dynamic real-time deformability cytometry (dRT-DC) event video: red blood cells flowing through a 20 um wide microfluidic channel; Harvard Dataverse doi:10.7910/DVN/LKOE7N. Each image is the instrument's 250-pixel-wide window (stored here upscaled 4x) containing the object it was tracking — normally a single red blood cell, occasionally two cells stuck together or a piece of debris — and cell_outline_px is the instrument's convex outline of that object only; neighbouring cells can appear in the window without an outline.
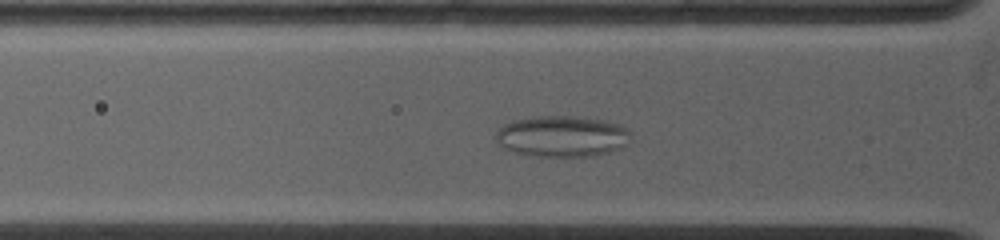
{"species": "common noctule bat (a hibernating species)", "species_latin": "Nyctalus noctula", "temperature_condition": "warm", "stored_images_in_passage": 17, "camera_frame_rate_fps": 5000, "um_per_image_px": 0.085, "animal": {"sex": "female", "body_mass_g": 19.0, "forearm_length_mm": 53.3}, "frame": {"image": 1, "passage_image": 6, "time_ms": 1.2, "image_size_px": [1000, 240], "cell_outline_px": [[632, 132], [628, 144], [620, 148], [608, 152], [592, 156], [536, 156], [512, 152], [500, 148], [496, 140], [496, 132], [504, 124], [512, 120], [536, 116], [572, 116], [600, 120], [620, 124]], "centroid_in_image_um": [47.75, 11.59], "position_along_channel_um": 78.1, "area_um2": 32.54}}
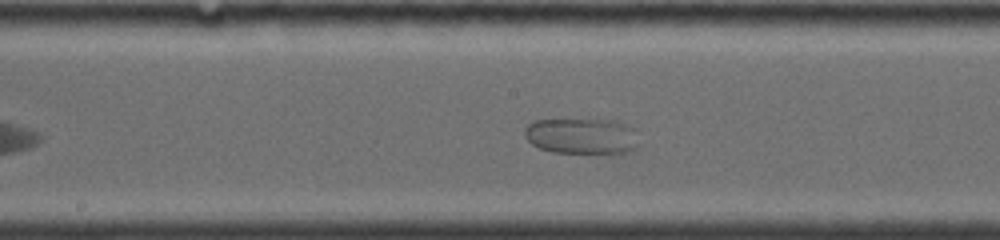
{"frame": {"image": 2, "passage_image": 15, "time_ms": 4.4, "image_size_px": [1000, 240], "cell_outline_px": [[640, 144], [636, 148], [628, 152], [608, 156], [552, 152], [540, 148], [532, 144], [524, 136], [524, 128], [528, 124], [536, 120], [616, 120], [632, 128]], "centroid_in_image_um": [49.49, 11.62], "position_along_channel_um": 198.7, "area_um2": 24.74}}